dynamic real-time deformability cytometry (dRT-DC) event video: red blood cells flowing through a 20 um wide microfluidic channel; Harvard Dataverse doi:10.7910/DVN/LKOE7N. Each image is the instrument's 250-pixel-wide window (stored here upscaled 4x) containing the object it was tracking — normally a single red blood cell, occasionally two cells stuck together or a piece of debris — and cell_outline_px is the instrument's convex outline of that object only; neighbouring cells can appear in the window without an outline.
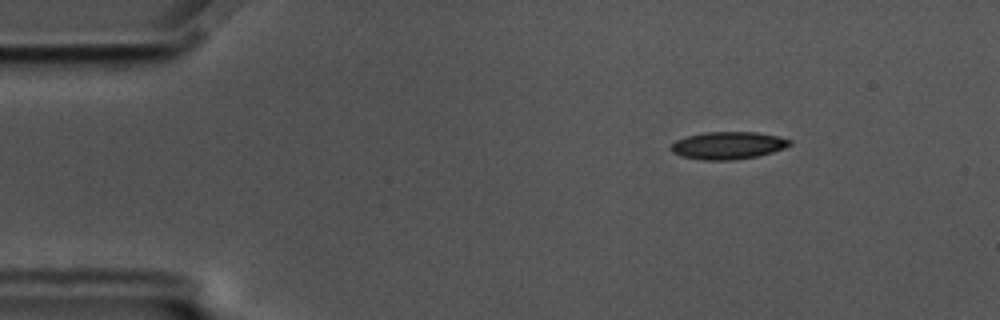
{"species": "common noctule bat (a hibernating species)", "species_latin": "Nyctalus noctula", "temperature_condition": "cold", "stored_images_in_passage": 53, "camera_frame_rate_fps": 3000, "um_per_image_px": 0.085, "animal": {"sex": "male", "body_mass_g": 17.5, "forearm_length_mm": 52.3}, "frame": {"image": 1, "passage_image": 3, "time_ms": 0.667, "image_size_px": [1000, 320], "cell_outline_px": [[792, 144], [784, 148], [772, 152], [756, 156], [732, 160], [700, 160], [680, 156], [672, 152], [672, 144], [676, 140], [688, 136], [704, 132], [756, 132], [776, 136], [792, 140]], "centroid_in_image_um": [61.87, 12.36], "position_along_channel_um": 23.1, "area_um2": 18.9}}
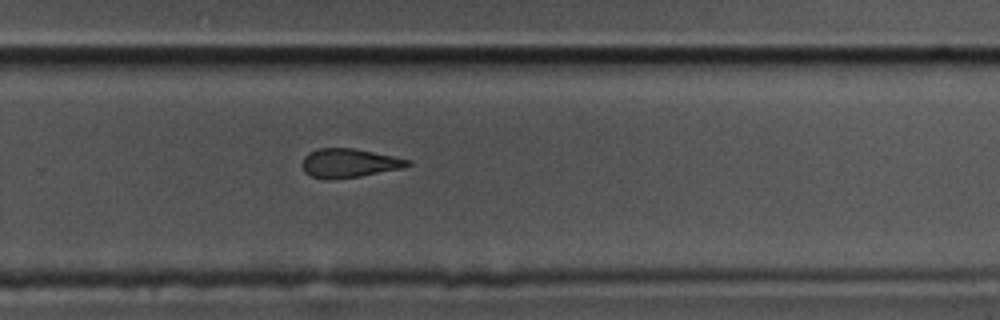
{"frame": {"image": 2, "passage_image": 33, "time_ms": 10.667, "image_size_px": [1000, 320], "cell_outline_px": [[412, 164], [404, 168], [360, 176], [332, 180], [324, 180], [312, 176], [304, 172], [304, 156], [308, 152], [320, 148], [356, 148], [412, 160]], "centroid_in_image_um": [29.71, 13.86], "position_along_channel_um": 300.1, "area_um2": 17.92}}
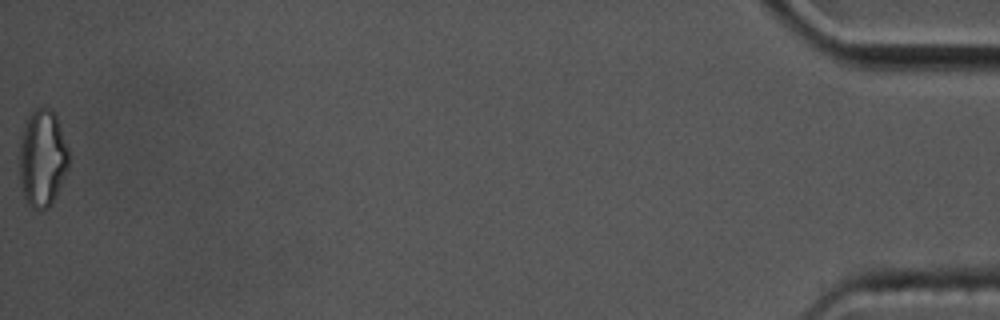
{"frame": {"image": 3, "passage_image": 53, "time_ms": 17.333, "image_size_px": [1000, 320], "cell_outline_px": [[68, 168], [52, 204], [48, 208], [40, 212], [32, 208], [24, 200], [20, 184], [20, 144], [24, 128], [28, 116], [32, 108], [44, 104], [52, 108], [56, 112], [68, 148]], "centroid_in_image_um": [3.61, 13.42], "position_along_channel_um": 431.6, "area_um2": 28.61}, "authors_computed_cell_mechanics": {"area_um2": 19.1896, "velocity_mm_per_s": 3.4745, "shape_relaxation_time_tau1_ms": null, "shape_relaxation_time_tau2_ms": 6.6446, "deformation_change_tau1": null, "deformation_change_tau2": 0.1522}}